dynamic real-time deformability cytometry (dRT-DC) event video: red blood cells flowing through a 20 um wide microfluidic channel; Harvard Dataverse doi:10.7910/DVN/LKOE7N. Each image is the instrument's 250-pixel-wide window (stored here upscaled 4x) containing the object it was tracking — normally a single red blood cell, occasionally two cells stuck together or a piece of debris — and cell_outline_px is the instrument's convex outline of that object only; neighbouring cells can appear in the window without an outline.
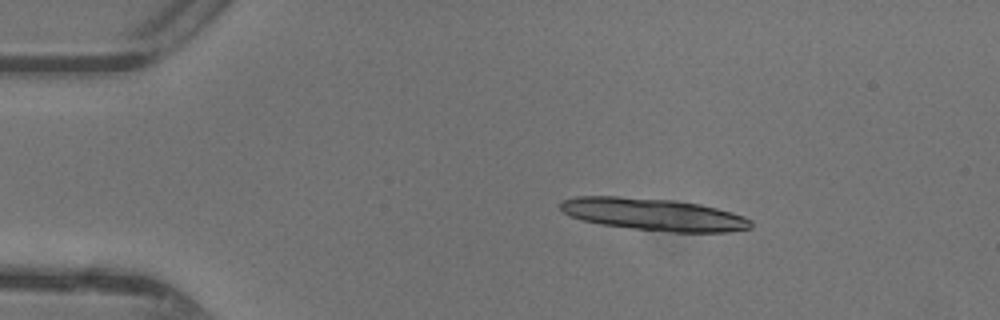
{"species": "common noctule bat (a hibernating species)", "species_latin": "Nyctalus noctula", "temperature_condition": "warm", "stored_images_in_passage": 27, "camera_frame_rate_fps": 3000, "um_per_image_px": 0.085, "animal": {"sex": "female"}, "frame": {"image": 1, "passage_image": 1, "time_ms": 0.0, "image_size_px": [1000, 320], "cell_outline_px": [[752, 228], [728, 232], [672, 232], [632, 228], [600, 224], [568, 216], [560, 208], [560, 204], [564, 200], [576, 196], [620, 196], [672, 200], [700, 204], [732, 212], [744, 216], [752, 220]], "centroid_in_image_um": [55.58, 18.22], "position_along_channel_um": 29.4, "area_um2": 35.78}}
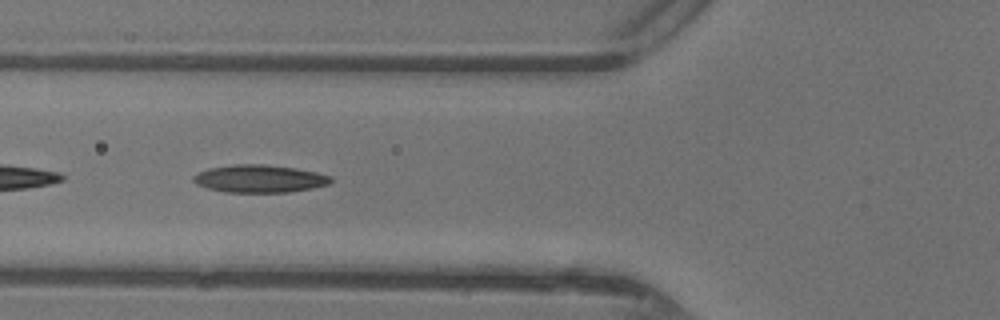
{"frame": {"image": 2, "passage_image": 11, "time_ms": 3.333, "image_size_px": [1000, 320], "cell_outline_px": [[332, 180], [328, 184], [312, 188], [288, 192], [224, 192], [208, 188], [196, 184], [192, 180], [192, 176], [208, 168], [232, 164], [264, 164], [296, 168], [316, 172], [332, 176]], "centroid_in_image_um": [22.04, 15.18], "position_along_channel_um": 103.8, "area_um2": 22.2}}
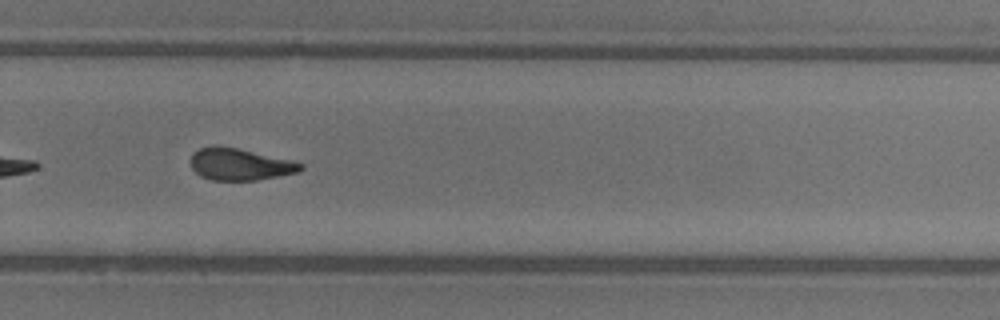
{"frame": {"image": 3, "passage_image": 25, "time_ms": 8.0, "image_size_px": [1000, 320], "cell_outline_px": [[304, 168], [296, 172], [256, 180], [212, 180], [200, 176], [192, 168], [188, 160], [192, 152], [200, 148], [212, 144], [216, 144], [236, 148], [292, 160], [304, 164]], "centroid_in_image_um": [20.31, 13.94], "position_along_channel_um": 309.5, "area_um2": 20.58}}